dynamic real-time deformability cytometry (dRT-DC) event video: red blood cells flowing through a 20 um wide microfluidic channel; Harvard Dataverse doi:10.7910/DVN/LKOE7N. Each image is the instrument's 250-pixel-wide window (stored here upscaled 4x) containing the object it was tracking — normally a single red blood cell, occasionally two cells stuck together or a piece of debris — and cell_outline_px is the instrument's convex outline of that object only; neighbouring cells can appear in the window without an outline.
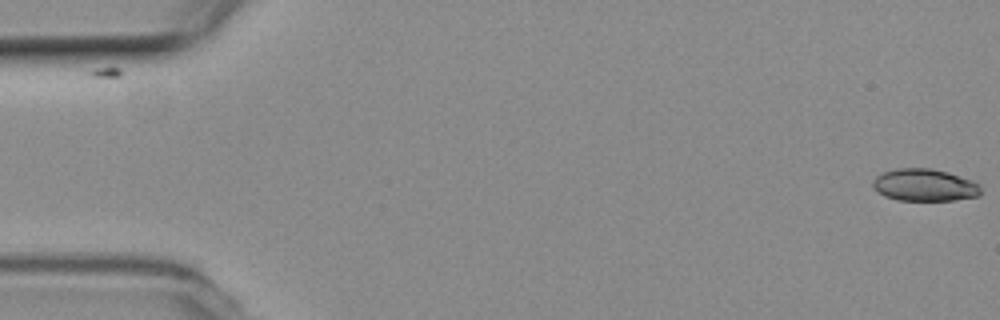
{"species": "common noctule bat (a hibernating species)", "species_latin": "Nyctalus noctula", "temperature_condition": "room temperature", "stored_images_in_passage": 53, "camera_frame_rate_fps": 3000, "um_per_image_px": 0.085, "animal": {"sex": "female", "body_mass_g": 19.3, "forearm_length_mm": 54.1}, "frame": {"image": 1, "passage_image": 1, "time_ms": 0.0, "image_size_px": [1000, 320], "cell_outline_px": [[980, 196], [952, 200], [896, 200], [884, 196], [872, 184], [872, 180], [876, 176], [884, 172], [896, 168], [932, 168], [948, 172], [972, 180], [980, 184]], "centroid_in_image_um": [78.6, 15.72], "position_along_channel_um": 6.4, "area_um2": 20.29}}
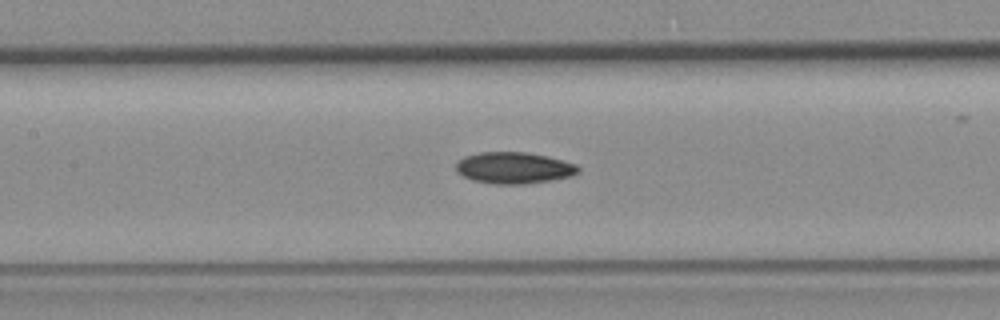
{"frame": {"image": 2, "passage_image": 25, "time_ms": 8.0, "image_size_px": [1000, 320], "cell_outline_px": [[580, 172], [572, 176], [552, 180], [524, 184], [492, 184], [472, 180], [456, 172], [456, 160], [464, 156], [480, 152], [524, 152], [548, 156], [576, 164], [580, 168]], "centroid_in_image_um": [43.67, 14.27], "position_along_channel_um": 163.7, "area_um2": 22.66}}
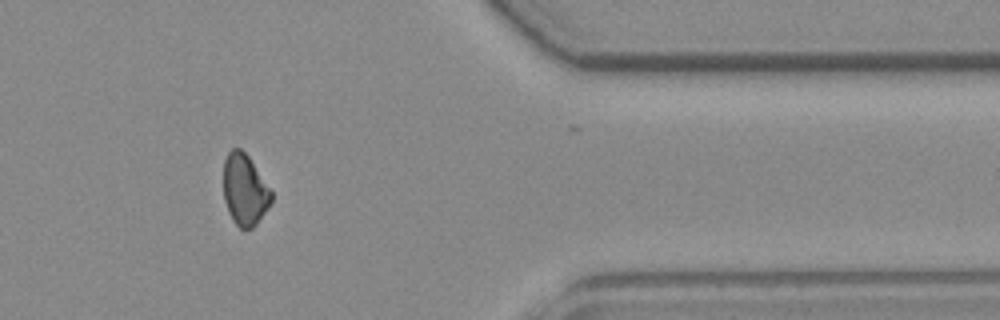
{"frame": {"image": 3, "passage_image": 45, "time_ms": 14.667, "image_size_px": [1000, 320], "cell_outline_px": [[272, 200], [268, 208], [256, 224], [252, 228], [240, 228], [232, 220], [228, 212], [224, 200], [224, 160], [228, 152], [232, 148], [240, 148], [248, 156], [272, 192]], "centroid_in_image_um": [20.79, 16.14], "position_along_channel_um": 390.6, "area_um2": 19.71}}